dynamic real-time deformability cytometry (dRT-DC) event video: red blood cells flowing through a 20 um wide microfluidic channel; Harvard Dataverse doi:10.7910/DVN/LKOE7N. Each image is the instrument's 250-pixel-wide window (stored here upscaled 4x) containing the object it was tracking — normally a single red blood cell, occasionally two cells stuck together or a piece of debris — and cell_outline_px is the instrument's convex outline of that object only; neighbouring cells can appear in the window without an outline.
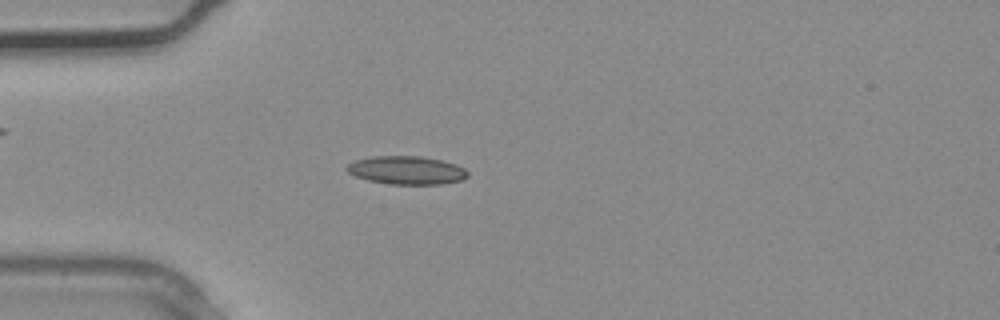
{"species": "common noctule bat (a hibernating species)", "species_latin": "Nyctalus noctula", "temperature_condition": "warm", "stored_images_in_passage": 1, "camera_frame_rate_fps": 3000, "um_per_image_px": 0.085, "animal": {"sex": "male", "body_mass_g": 20.4}, "frame": {"image": 1, "passage_image": 1, "time_ms": 0.0, "image_size_px": [1000, 320], "cell_outline_px": [[468, 176], [464, 180], [440, 184], [392, 184], [368, 180], [356, 176], [348, 172], [344, 168], [348, 164], [356, 160], [372, 156], [420, 156], [440, 160], [456, 164], [464, 168], [468, 172]], "centroid_in_image_um": [34.57, 14.47], "position_along_channel_um": 50.4, "area_um2": 19.88}}